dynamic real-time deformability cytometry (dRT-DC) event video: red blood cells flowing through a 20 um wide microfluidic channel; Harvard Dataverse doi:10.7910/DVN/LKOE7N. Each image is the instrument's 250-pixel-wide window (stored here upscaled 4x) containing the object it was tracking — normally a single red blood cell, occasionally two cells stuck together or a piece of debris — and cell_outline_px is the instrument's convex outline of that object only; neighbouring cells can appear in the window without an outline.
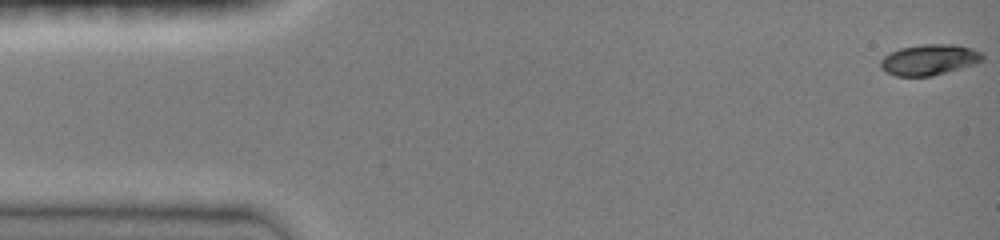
{"species": "common noctule bat (a hibernating species)", "species_latin": "Nyctalus noctula", "temperature_condition": "room temperature", "stored_images_in_passage": 48, "camera_frame_rate_fps": 3000, "um_per_image_px": 0.085, "animal": {"sex": "female", "body_mass_g": 19.0, "forearm_length_mm": 51.5}, "frame": {"image": 1, "passage_image": 1, "time_ms": 0.0, "image_size_px": [1000, 240], "cell_outline_px": [[984, 60], [976, 64], [932, 76], [896, 76], [880, 68], [880, 60], [884, 56], [900, 48], [924, 44], [956, 44], [972, 48], [980, 52], [984, 56]], "centroid_in_image_um": [79.01, 5.07], "position_along_channel_um": 6.0, "area_um2": 18.32}}
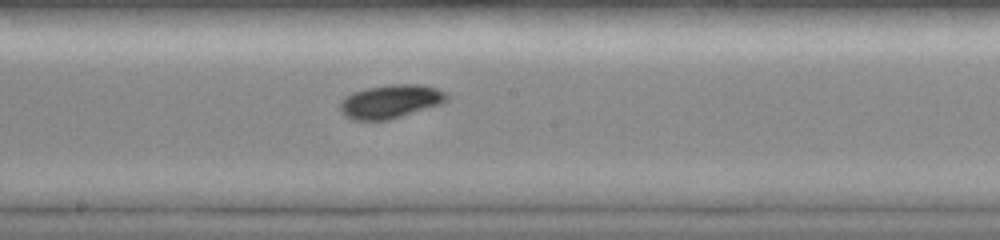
{"frame": {"image": 2, "passage_image": 26, "time_ms": 8.333, "image_size_px": [1000, 240], "cell_outline_px": [[448, 100], [440, 104], [388, 120], [352, 120], [344, 116], [340, 112], [340, 100], [344, 96], [352, 92], [368, 88], [392, 84], [420, 84], [436, 88], [444, 92], [448, 96]], "centroid_in_image_um": [33.14, 8.62], "position_along_channel_um": 215.1, "area_um2": 20.87}}
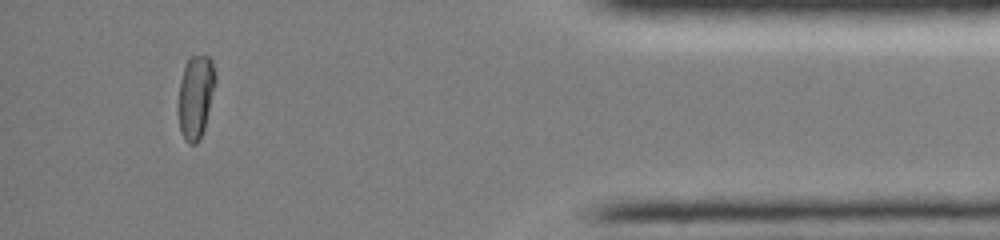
{"frame": {"image": 3, "passage_image": 44, "time_ms": 14.333, "image_size_px": [1000, 240], "cell_outline_px": [[216, 84], [204, 128], [200, 140], [196, 144], [188, 144], [184, 140], [180, 132], [180, 80], [188, 56], [208, 56], [212, 60], [216, 72]], "centroid_in_image_um": [16.66, 8.21], "position_along_channel_um": 418.5, "area_um2": 17.92}, "authors_computed_cell_mechanics": {"area_um2": 18.7561, "velocity_mm_per_s": 4.0359, "shape_relaxation_time_tau1_ms": 8.8481, "shape_relaxation_time_tau2_ms": null, "deformation_change_tau1": 0.2564, "deformation_change_tau2": null}}